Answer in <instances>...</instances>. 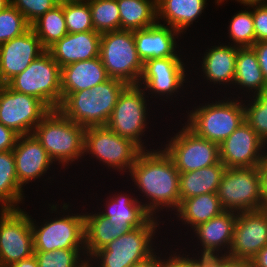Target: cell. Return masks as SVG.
Listing matches in <instances>:
<instances>
[{"mask_svg": "<svg viewBox=\"0 0 267 267\" xmlns=\"http://www.w3.org/2000/svg\"><path fill=\"white\" fill-rule=\"evenodd\" d=\"M130 174L134 184L143 193L142 197L148 199L144 208L152 217H157L156 213L164 208L177 211L181 203L180 173L164 149L142 150Z\"/></svg>", "mask_w": 267, "mask_h": 267, "instance_id": "cell-1", "label": "cell"}, {"mask_svg": "<svg viewBox=\"0 0 267 267\" xmlns=\"http://www.w3.org/2000/svg\"><path fill=\"white\" fill-rule=\"evenodd\" d=\"M126 86L121 80L108 78L91 89L70 93L58 110L66 118L85 128L105 126Z\"/></svg>", "mask_w": 267, "mask_h": 267, "instance_id": "cell-2", "label": "cell"}, {"mask_svg": "<svg viewBox=\"0 0 267 267\" xmlns=\"http://www.w3.org/2000/svg\"><path fill=\"white\" fill-rule=\"evenodd\" d=\"M86 128L66 118L58 109L51 110L34 128L32 134L53 162L64 167L84 155Z\"/></svg>", "mask_w": 267, "mask_h": 267, "instance_id": "cell-3", "label": "cell"}, {"mask_svg": "<svg viewBox=\"0 0 267 267\" xmlns=\"http://www.w3.org/2000/svg\"><path fill=\"white\" fill-rule=\"evenodd\" d=\"M158 221L157 217H151L142 227L134 228L112 240L104 248L96 251L89 258L88 264L94 266L93 264L98 261V267H132L153 256L156 252L152 239L159 226Z\"/></svg>", "mask_w": 267, "mask_h": 267, "instance_id": "cell-4", "label": "cell"}, {"mask_svg": "<svg viewBox=\"0 0 267 267\" xmlns=\"http://www.w3.org/2000/svg\"><path fill=\"white\" fill-rule=\"evenodd\" d=\"M238 100L228 98L194 107L185 125L197 136L220 145L245 122L243 100Z\"/></svg>", "mask_w": 267, "mask_h": 267, "instance_id": "cell-5", "label": "cell"}, {"mask_svg": "<svg viewBox=\"0 0 267 267\" xmlns=\"http://www.w3.org/2000/svg\"><path fill=\"white\" fill-rule=\"evenodd\" d=\"M7 85L16 92L34 96L50 110H57L62 102L61 67L46 50L28 68L11 79Z\"/></svg>", "mask_w": 267, "mask_h": 267, "instance_id": "cell-6", "label": "cell"}, {"mask_svg": "<svg viewBox=\"0 0 267 267\" xmlns=\"http://www.w3.org/2000/svg\"><path fill=\"white\" fill-rule=\"evenodd\" d=\"M99 57L109 78L137 85L143 62L137 54L134 31L118 30L101 34Z\"/></svg>", "mask_w": 267, "mask_h": 267, "instance_id": "cell-7", "label": "cell"}, {"mask_svg": "<svg viewBox=\"0 0 267 267\" xmlns=\"http://www.w3.org/2000/svg\"><path fill=\"white\" fill-rule=\"evenodd\" d=\"M217 196L226 211L239 213L262 209L258 167L226 168Z\"/></svg>", "mask_w": 267, "mask_h": 267, "instance_id": "cell-8", "label": "cell"}, {"mask_svg": "<svg viewBox=\"0 0 267 267\" xmlns=\"http://www.w3.org/2000/svg\"><path fill=\"white\" fill-rule=\"evenodd\" d=\"M145 93V90L138 84L127 85L120 93L105 126L117 135L131 140L141 150L147 151V146L142 142L144 140H141L148 124L146 122L148 109Z\"/></svg>", "mask_w": 267, "mask_h": 267, "instance_id": "cell-9", "label": "cell"}, {"mask_svg": "<svg viewBox=\"0 0 267 267\" xmlns=\"http://www.w3.org/2000/svg\"><path fill=\"white\" fill-rule=\"evenodd\" d=\"M142 150L131 140L117 135L106 126L85 130L84 154H91L108 168L130 172ZM128 170V171H126Z\"/></svg>", "mask_w": 267, "mask_h": 267, "instance_id": "cell-10", "label": "cell"}, {"mask_svg": "<svg viewBox=\"0 0 267 267\" xmlns=\"http://www.w3.org/2000/svg\"><path fill=\"white\" fill-rule=\"evenodd\" d=\"M34 255L31 215L23 209L0 210V267Z\"/></svg>", "mask_w": 267, "mask_h": 267, "instance_id": "cell-11", "label": "cell"}, {"mask_svg": "<svg viewBox=\"0 0 267 267\" xmlns=\"http://www.w3.org/2000/svg\"><path fill=\"white\" fill-rule=\"evenodd\" d=\"M81 214L50 218L40 226L31 217L34 251L85 249V217Z\"/></svg>", "mask_w": 267, "mask_h": 267, "instance_id": "cell-12", "label": "cell"}, {"mask_svg": "<svg viewBox=\"0 0 267 267\" xmlns=\"http://www.w3.org/2000/svg\"><path fill=\"white\" fill-rule=\"evenodd\" d=\"M164 150L179 173L190 172L220 162L219 144L197 136L186 125L171 137Z\"/></svg>", "mask_w": 267, "mask_h": 267, "instance_id": "cell-13", "label": "cell"}, {"mask_svg": "<svg viewBox=\"0 0 267 267\" xmlns=\"http://www.w3.org/2000/svg\"><path fill=\"white\" fill-rule=\"evenodd\" d=\"M50 111L38 98L16 92L4 84L0 96V123L19 135L32 134Z\"/></svg>", "mask_w": 267, "mask_h": 267, "instance_id": "cell-14", "label": "cell"}, {"mask_svg": "<svg viewBox=\"0 0 267 267\" xmlns=\"http://www.w3.org/2000/svg\"><path fill=\"white\" fill-rule=\"evenodd\" d=\"M265 146L266 143L244 122L219 145L220 162L226 168L258 167L267 156Z\"/></svg>", "mask_w": 267, "mask_h": 267, "instance_id": "cell-15", "label": "cell"}, {"mask_svg": "<svg viewBox=\"0 0 267 267\" xmlns=\"http://www.w3.org/2000/svg\"><path fill=\"white\" fill-rule=\"evenodd\" d=\"M182 58L165 57L149 59L143 64V72L138 83L148 94L159 97L178 93L186 83V68ZM143 84V85H142ZM151 92V93H149ZM176 92V93H175Z\"/></svg>", "mask_w": 267, "mask_h": 267, "instance_id": "cell-16", "label": "cell"}, {"mask_svg": "<svg viewBox=\"0 0 267 267\" xmlns=\"http://www.w3.org/2000/svg\"><path fill=\"white\" fill-rule=\"evenodd\" d=\"M267 245V210L237 213L228 256L250 261Z\"/></svg>", "mask_w": 267, "mask_h": 267, "instance_id": "cell-17", "label": "cell"}, {"mask_svg": "<svg viewBox=\"0 0 267 267\" xmlns=\"http://www.w3.org/2000/svg\"><path fill=\"white\" fill-rule=\"evenodd\" d=\"M46 49L30 27L22 35L0 45V82L7 84L25 71Z\"/></svg>", "mask_w": 267, "mask_h": 267, "instance_id": "cell-18", "label": "cell"}, {"mask_svg": "<svg viewBox=\"0 0 267 267\" xmlns=\"http://www.w3.org/2000/svg\"><path fill=\"white\" fill-rule=\"evenodd\" d=\"M18 183L24 184L46 175L53 164L45 148L33 134L20 135L13 148Z\"/></svg>", "mask_w": 267, "mask_h": 267, "instance_id": "cell-19", "label": "cell"}, {"mask_svg": "<svg viewBox=\"0 0 267 267\" xmlns=\"http://www.w3.org/2000/svg\"><path fill=\"white\" fill-rule=\"evenodd\" d=\"M179 32L157 22L155 25L134 30L137 54L143 64L149 59L180 57L176 50Z\"/></svg>", "mask_w": 267, "mask_h": 267, "instance_id": "cell-20", "label": "cell"}, {"mask_svg": "<svg viewBox=\"0 0 267 267\" xmlns=\"http://www.w3.org/2000/svg\"><path fill=\"white\" fill-rule=\"evenodd\" d=\"M101 34L92 30L67 33L48 51L54 61L62 68L77 61L99 57Z\"/></svg>", "mask_w": 267, "mask_h": 267, "instance_id": "cell-21", "label": "cell"}, {"mask_svg": "<svg viewBox=\"0 0 267 267\" xmlns=\"http://www.w3.org/2000/svg\"><path fill=\"white\" fill-rule=\"evenodd\" d=\"M108 78L100 57L65 65L61 68L62 101L70 93L91 89Z\"/></svg>", "mask_w": 267, "mask_h": 267, "instance_id": "cell-22", "label": "cell"}, {"mask_svg": "<svg viewBox=\"0 0 267 267\" xmlns=\"http://www.w3.org/2000/svg\"><path fill=\"white\" fill-rule=\"evenodd\" d=\"M212 48H207L204 58H202L201 69L205 79L213 82L214 85L229 84L233 85L235 77V61L238 52V47L231 45H215ZM226 83V84H225Z\"/></svg>", "mask_w": 267, "mask_h": 267, "instance_id": "cell-23", "label": "cell"}, {"mask_svg": "<svg viewBox=\"0 0 267 267\" xmlns=\"http://www.w3.org/2000/svg\"><path fill=\"white\" fill-rule=\"evenodd\" d=\"M207 0H156L157 22L172 27L180 34L204 11ZM164 19V20H163Z\"/></svg>", "mask_w": 267, "mask_h": 267, "instance_id": "cell-24", "label": "cell"}, {"mask_svg": "<svg viewBox=\"0 0 267 267\" xmlns=\"http://www.w3.org/2000/svg\"><path fill=\"white\" fill-rule=\"evenodd\" d=\"M237 212L223 211L218 216L194 227L201 245L214 247L229 253L234 233ZM227 249V250H226Z\"/></svg>", "mask_w": 267, "mask_h": 267, "instance_id": "cell-25", "label": "cell"}, {"mask_svg": "<svg viewBox=\"0 0 267 267\" xmlns=\"http://www.w3.org/2000/svg\"><path fill=\"white\" fill-rule=\"evenodd\" d=\"M85 217V249L86 259L99 249L104 248L112 240L133 230V226H117L99 212L84 214Z\"/></svg>", "mask_w": 267, "mask_h": 267, "instance_id": "cell-26", "label": "cell"}, {"mask_svg": "<svg viewBox=\"0 0 267 267\" xmlns=\"http://www.w3.org/2000/svg\"><path fill=\"white\" fill-rule=\"evenodd\" d=\"M105 212H99L117 226L142 227L152 216L144 208L137 198L129 197L128 194H114L110 199L107 197ZM108 203V204H107ZM107 210V211H106Z\"/></svg>", "mask_w": 267, "mask_h": 267, "instance_id": "cell-27", "label": "cell"}, {"mask_svg": "<svg viewBox=\"0 0 267 267\" xmlns=\"http://www.w3.org/2000/svg\"><path fill=\"white\" fill-rule=\"evenodd\" d=\"M226 167L221 163L198 170L180 173L179 194L181 202L201 194L217 193Z\"/></svg>", "mask_w": 267, "mask_h": 267, "instance_id": "cell-28", "label": "cell"}, {"mask_svg": "<svg viewBox=\"0 0 267 267\" xmlns=\"http://www.w3.org/2000/svg\"><path fill=\"white\" fill-rule=\"evenodd\" d=\"M233 85H238L239 89L246 88L255 96L267 90V84L261 71L255 51L251 47L239 48L235 61V77ZM242 86V87H241Z\"/></svg>", "mask_w": 267, "mask_h": 267, "instance_id": "cell-29", "label": "cell"}, {"mask_svg": "<svg viewBox=\"0 0 267 267\" xmlns=\"http://www.w3.org/2000/svg\"><path fill=\"white\" fill-rule=\"evenodd\" d=\"M225 211L220 203L217 193L201 194L183 200L177 209V217L183 224L193 230L197 225L207 222Z\"/></svg>", "mask_w": 267, "mask_h": 267, "instance_id": "cell-30", "label": "cell"}, {"mask_svg": "<svg viewBox=\"0 0 267 267\" xmlns=\"http://www.w3.org/2000/svg\"><path fill=\"white\" fill-rule=\"evenodd\" d=\"M120 30H140L157 23L156 0H117Z\"/></svg>", "mask_w": 267, "mask_h": 267, "instance_id": "cell-31", "label": "cell"}, {"mask_svg": "<svg viewBox=\"0 0 267 267\" xmlns=\"http://www.w3.org/2000/svg\"><path fill=\"white\" fill-rule=\"evenodd\" d=\"M23 190L17 180L13 151L0 152V210L20 209Z\"/></svg>", "mask_w": 267, "mask_h": 267, "instance_id": "cell-32", "label": "cell"}, {"mask_svg": "<svg viewBox=\"0 0 267 267\" xmlns=\"http://www.w3.org/2000/svg\"><path fill=\"white\" fill-rule=\"evenodd\" d=\"M30 27L41 40L42 46L48 50L68 33L63 14V2L40 16Z\"/></svg>", "mask_w": 267, "mask_h": 267, "instance_id": "cell-33", "label": "cell"}, {"mask_svg": "<svg viewBox=\"0 0 267 267\" xmlns=\"http://www.w3.org/2000/svg\"><path fill=\"white\" fill-rule=\"evenodd\" d=\"M94 31L103 34L120 30V13L117 0H92L88 2Z\"/></svg>", "mask_w": 267, "mask_h": 267, "instance_id": "cell-34", "label": "cell"}, {"mask_svg": "<svg viewBox=\"0 0 267 267\" xmlns=\"http://www.w3.org/2000/svg\"><path fill=\"white\" fill-rule=\"evenodd\" d=\"M86 249H56L54 251H34L39 267H85L88 259H82ZM82 259V260H81Z\"/></svg>", "mask_w": 267, "mask_h": 267, "instance_id": "cell-35", "label": "cell"}, {"mask_svg": "<svg viewBox=\"0 0 267 267\" xmlns=\"http://www.w3.org/2000/svg\"><path fill=\"white\" fill-rule=\"evenodd\" d=\"M229 37L234 46L239 48L252 47L256 42L253 13L250 10L236 13L229 25Z\"/></svg>", "mask_w": 267, "mask_h": 267, "instance_id": "cell-36", "label": "cell"}, {"mask_svg": "<svg viewBox=\"0 0 267 267\" xmlns=\"http://www.w3.org/2000/svg\"><path fill=\"white\" fill-rule=\"evenodd\" d=\"M250 103H243L245 122L267 145V90L252 96Z\"/></svg>", "mask_w": 267, "mask_h": 267, "instance_id": "cell-37", "label": "cell"}, {"mask_svg": "<svg viewBox=\"0 0 267 267\" xmlns=\"http://www.w3.org/2000/svg\"><path fill=\"white\" fill-rule=\"evenodd\" d=\"M63 14L68 33L94 30L89 3L63 2Z\"/></svg>", "mask_w": 267, "mask_h": 267, "instance_id": "cell-38", "label": "cell"}, {"mask_svg": "<svg viewBox=\"0 0 267 267\" xmlns=\"http://www.w3.org/2000/svg\"><path fill=\"white\" fill-rule=\"evenodd\" d=\"M29 28L24 16L10 4L0 12V45L22 35Z\"/></svg>", "mask_w": 267, "mask_h": 267, "instance_id": "cell-39", "label": "cell"}, {"mask_svg": "<svg viewBox=\"0 0 267 267\" xmlns=\"http://www.w3.org/2000/svg\"><path fill=\"white\" fill-rule=\"evenodd\" d=\"M59 3V0H11L30 25Z\"/></svg>", "mask_w": 267, "mask_h": 267, "instance_id": "cell-40", "label": "cell"}, {"mask_svg": "<svg viewBox=\"0 0 267 267\" xmlns=\"http://www.w3.org/2000/svg\"><path fill=\"white\" fill-rule=\"evenodd\" d=\"M199 257H191L190 260L195 264L196 267H218L228 256L226 252L216 249L210 246H204ZM221 252V253H220ZM220 253V254H219Z\"/></svg>", "mask_w": 267, "mask_h": 267, "instance_id": "cell-41", "label": "cell"}, {"mask_svg": "<svg viewBox=\"0 0 267 267\" xmlns=\"http://www.w3.org/2000/svg\"><path fill=\"white\" fill-rule=\"evenodd\" d=\"M252 7L256 42L267 41V5Z\"/></svg>", "mask_w": 267, "mask_h": 267, "instance_id": "cell-42", "label": "cell"}, {"mask_svg": "<svg viewBox=\"0 0 267 267\" xmlns=\"http://www.w3.org/2000/svg\"><path fill=\"white\" fill-rule=\"evenodd\" d=\"M20 135L0 123V152L13 150Z\"/></svg>", "mask_w": 267, "mask_h": 267, "instance_id": "cell-43", "label": "cell"}, {"mask_svg": "<svg viewBox=\"0 0 267 267\" xmlns=\"http://www.w3.org/2000/svg\"><path fill=\"white\" fill-rule=\"evenodd\" d=\"M251 48L256 53L261 71L267 84V41L255 42Z\"/></svg>", "mask_w": 267, "mask_h": 267, "instance_id": "cell-44", "label": "cell"}, {"mask_svg": "<svg viewBox=\"0 0 267 267\" xmlns=\"http://www.w3.org/2000/svg\"><path fill=\"white\" fill-rule=\"evenodd\" d=\"M177 254L170 255L167 259H163V267H196L195 264L190 260L189 255Z\"/></svg>", "mask_w": 267, "mask_h": 267, "instance_id": "cell-45", "label": "cell"}, {"mask_svg": "<svg viewBox=\"0 0 267 267\" xmlns=\"http://www.w3.org/2000/svg\"><path fill=\"white\" fill-rule=\"evenodd\" d=\"M261 179L262 209L267 210V156L258 166Z\"/></svg>", "mask_w": 267, "mask_h": 267, "instance_id": "cell-46", "label": "cell"}, {"mask_svg": "<svg viewBox=\"0 0 267 267\" xmlns=\"http://www.w3.org/2000/svg\"><path fill=\"white\" fill-rule=\"evenodd\" d=\"M250 264L251 267H267V245L250 260Z\"/></svg>", "mask_w": 267, "mask_h": 267, "instance_id": "cell-47", "label": "cell"}, {"mask_svg": "<svg viewBox=\"0 0 267 267\" xmlns=\"http://www.w3.org/2000/svg\"><path fill=\"white\" fill-rule=\"evenodd\" d=\"M218 267H251L250 261L227 256Z\"/></svg>", "mask_w": 267, "mask_h": 267, "instance_id": "cell-48", "label": "cell"}, {"mask_svg": "<svg viewBox=\"0 0 267 267\" xmlns=\"http://www.w3.org/2000/svg\"><path fill=\"white\" fill-rule=\"evenodd\" d=\"M155 253L153 256L149 257L148 259L134 264L132 267H163V259L162 257L157 256Z\"/></svg>", "mask_w": 267, "mask_h": 267, "instance_id": "cell-49", "label": "cell"}, {"mask_svg": "<svg viewBox=\"0 0 267 267\" xmlns=\"http://www.w3.org/2000/svg\"><path fill=\"white\" fill-rule=\"evenodd\" d=\"M8 267H39L35 255L22 259L21 261L12 264Z\"/></svg>", "mask_w": 267, "mask_h": 267, "instance_id": "cell-50", "label": "cell"}, {"mask_svg": "<svg viewBox=\"0 0 267 267\" xmlns=\"http://www.w3.org/2000/svg\"><path fill=\"white\" fill-rule=\"evenodd\" d=\"M217 3V5H220L222 2H224V0H215ZM237 2H240L241 4H243L244 6H248L250 8V6H254V5H267V0H235ZM220 3V4H219Z\"/></svg>", "mask_w": 267, "mask_h": 267, "instance_id": "cell-51", "label": "cell"}, {"mask_svg": "<svg viewBox=\"0 0 267 267\" xmlns=\"http://www.w3.org/2000/svg\"><path fill=\"white\" fill-rule=\"evenodd\" d=\"M11 4V0H0V12Z\"/></svg>", "mask_w": 267, "mask_h": 267, "instance_id": "cell-52", "label": "cell"}, {"mask_svg": "<svg viewBox=\"0 0 267 267\" xmlns=\"http://www.w3.org/2000/svg\"><path fill=\"white\" fill-rule=\"evenodd\" d=\"M91 1L92 0H59V2H83V3H88Z\"/></svg>", "mask_w": 267, "mask_h": 267, "instance_id": "cell-53", "label": "cell"}, {"mask_svg": "<svg viewBox=\"0 0 267 267\" xmlns=\"http://www.w3.org/2000/svg\"><path fill=\"white\" fill-rule=\"evenodd\" d=\"M3 87H4V84L0 82V96H1V91Z\"/></svg>", "mask_w": 267, "mask_h": 267, "instance_id": "cell-54", "label": "cell"}]
</instances>
